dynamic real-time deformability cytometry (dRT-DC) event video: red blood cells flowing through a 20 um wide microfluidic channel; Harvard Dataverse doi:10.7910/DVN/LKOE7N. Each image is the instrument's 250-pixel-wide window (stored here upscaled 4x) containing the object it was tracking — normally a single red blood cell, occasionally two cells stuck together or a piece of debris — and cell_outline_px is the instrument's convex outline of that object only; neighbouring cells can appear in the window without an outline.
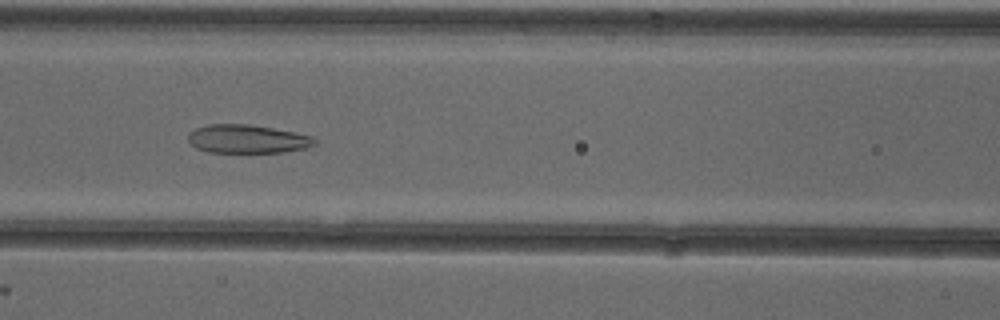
{"species": "common noctule bat (a hibernating species)", "species_latin": "Nyctalus noctula", "temperature_condition": "cold", "stored_images_in_passage": 53, "camera_frame_rate_fps": 3000, "um_per_image_px": 0.085, "animal": {"sex": "female"}, "frame": {"image": 1, "passage_image": 24, "time_ms": 7.667, "image_size_px": [1000, 320], "cell_outline_px": [[316, 144], [304, 148], [284, 152], [208, 152], [196, 148], [188, 140], [188, 136], [196, 128], [208, 124], [248, 124], [272, 128], [312, 136], [316, 140]], "centroid_in_image_um": [21.01, 11.81], "position_along_channel_um": 145.6, "area_um2": 20.75}}
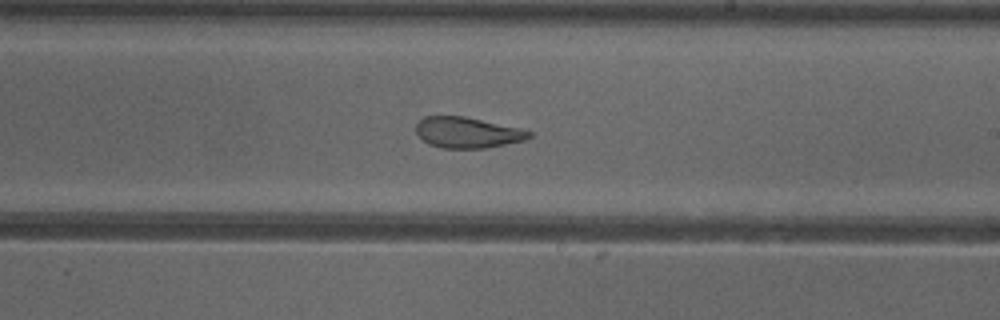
{"frame": {"image": 2, "passage_image": 32, "time_ms": 10.333, "image_size_px": [1000, 320], "cell_outline_px": [[532, 136], [524, 140], [484, 148], [440, 148], [428, 144], [416, 132], [416, 124], [424, 116], [464, 116], [520, 128], [532, 132]], "centroid_in_image_um": [39.71, 11.26], "position_along_channel_um": 249.3, "area_um2": 20.17}}
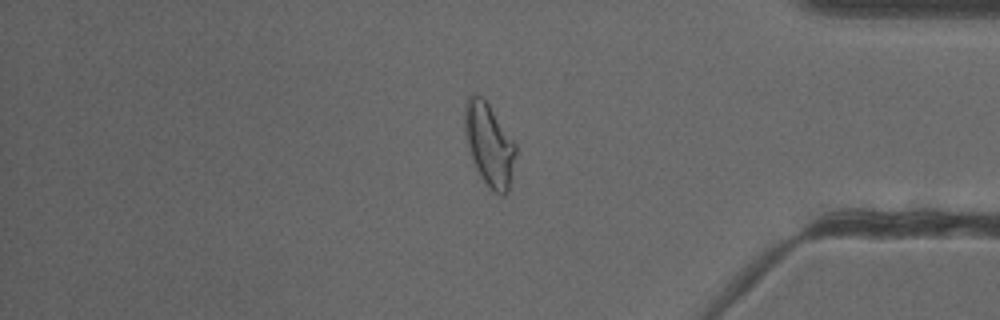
{"frame": {"image": 3, "passage_image": 45, "time_ms": 14.667, "image_size_px": [1000, 320], "cell_outline_px": [[516, 152], [508, 192], [504, 196], [500, 196], [492, 192], [480, 176], [476, 168], [468, 144], [464, 128], [464, 104], [468, 96], [472, 92], [476, 92], [488, 104], [516, 144]], "centroid_in_image_um": [41.57, 12.29], "position_along_channel_um": 393.6, "area_um2": 24.45}, "authors_computed_cell_mechanics": {"area_um2": 25.5476, "velocity_mm_per_s": 3.891, "shape_relaxation_time_tau1_ms": null, "shape_relaxation_time_tau2_ms": 1.8531, "deformation_change_tau1": null, "deformation_change_tau2": 0.1073}}